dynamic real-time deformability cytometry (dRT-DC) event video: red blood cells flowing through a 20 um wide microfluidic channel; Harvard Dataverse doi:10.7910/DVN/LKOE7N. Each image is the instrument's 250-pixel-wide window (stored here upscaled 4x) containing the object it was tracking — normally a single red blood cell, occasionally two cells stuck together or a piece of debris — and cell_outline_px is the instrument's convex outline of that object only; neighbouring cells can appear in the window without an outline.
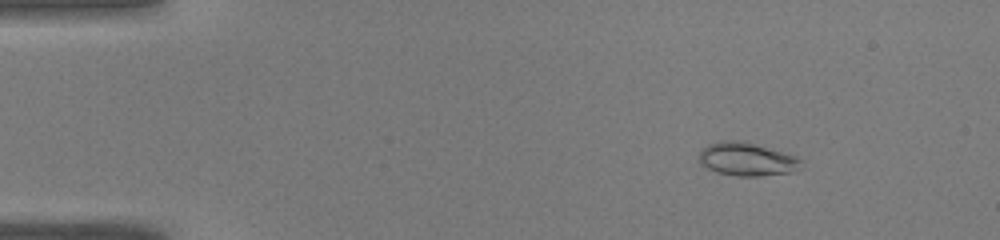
{"species": "common noctule bat (a hibernating species)", "species_latin": "Nyctalus noctula", "temperature_condition": "warm", "stored_images_in_passage": 47, "camera_frame_rate_fps": 3000, "um_per_image_px": 0.085, "animal": {"sex": "male", "body_mass_g": 19.0, "forearm_length_mm": 50.8}, "frame": {"image": 1, "passage_image": 4, "time_ms": 1.0, "image_size_px": [1000, 240], "cell_outline_px": [[800, 160], [792, 172], [760, 176], [740, 176], [716, 172], [700, 164], [700, 148], [708, 144], [720, 140], [740, 140], [796, 156]], "centroid_in_image_um": [63.39, 13.52], "position_along_channel_um": 21.6, "area_um2": 19.42}}
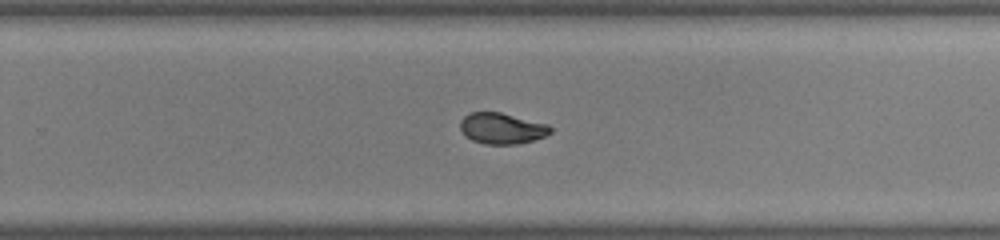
{"frame": {"image": 2, "passage_image": 30, "time_ms": 9.667, "image_size_px": [1000, 240], "cell_outline_px": [[552, 132], [544, 136], [532, 140], [516, 144], [484, 144], [472, 140], [464, 136], [460, 128], [460, 120], [468, 112], [500, 112], [548, 124], [552, 128]], "centroid_in_image_um": [42.62, 10.91], "position_along_channel_um": 287.2, "area_um2": 16.36}}
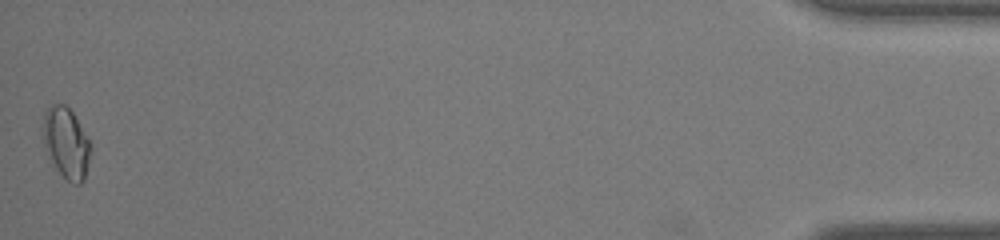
{"frame": {"image": 3, "passage_image": 47, "time_ms": 15.333, "image_size_px": [1000, 240], "cell_outline_px": [[92, 148], [84, 180], [80, 184], [72, 184], [56, 168], [44, 148], [40, 136], [44, 112], [52, 104], [64, 104], [72, 112], [88, 140]], "centroid_in_image_um": [5.58, 12.15], "position_along_channel_um": 429.6, "area_um2": 19.71}}